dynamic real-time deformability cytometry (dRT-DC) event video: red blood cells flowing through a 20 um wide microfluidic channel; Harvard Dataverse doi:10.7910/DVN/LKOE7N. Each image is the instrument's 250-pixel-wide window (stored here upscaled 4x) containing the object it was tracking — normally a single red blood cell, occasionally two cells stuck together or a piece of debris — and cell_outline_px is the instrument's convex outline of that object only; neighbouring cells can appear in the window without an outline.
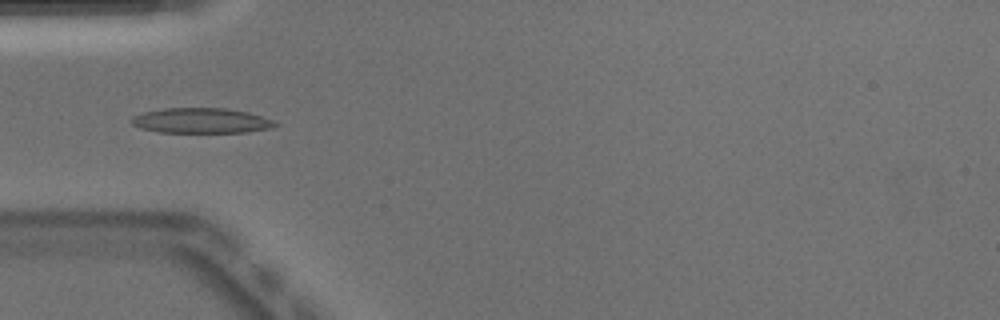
{"species": "Egyptian fruit bat (a non-hibernating species)", "species_latin": "Rousettus aegyptiacus", "temperature_condition": "warm", "stored_images_in_passage": 50, "camera_frame_rate_fps": 3000, "um_per_image_px": 0.085, "animal": {"sex": "male"}, "frame": {"image": 1, "passage_image": 15, "time_ms": 4.667, "image_size_px": [1000, 320], "cell_outline_px": [[280, 124], [272, 128], [248, 132], [160, 132], [140, 128], [132, 124], [128, 120], [132, 116], [144, 112], [164, 108], [224, 108], [248, 112], [272, 120]], "centroid_in_image_um": [17.08, 10.25], "position_along_channel_um": 67.9, "area_um2": 21.1}, "authors_computed_cell_mechanics": {"area_um2": 20.23, "velocity_mm_per_s": 3.9166, "shape_relaxation_time_tau1_ms": null, "shape_relaxation_time_tau2_ms": 2.7446, "deformation_change_tau1": null, "deformation_change_tau2": 0.0941}}